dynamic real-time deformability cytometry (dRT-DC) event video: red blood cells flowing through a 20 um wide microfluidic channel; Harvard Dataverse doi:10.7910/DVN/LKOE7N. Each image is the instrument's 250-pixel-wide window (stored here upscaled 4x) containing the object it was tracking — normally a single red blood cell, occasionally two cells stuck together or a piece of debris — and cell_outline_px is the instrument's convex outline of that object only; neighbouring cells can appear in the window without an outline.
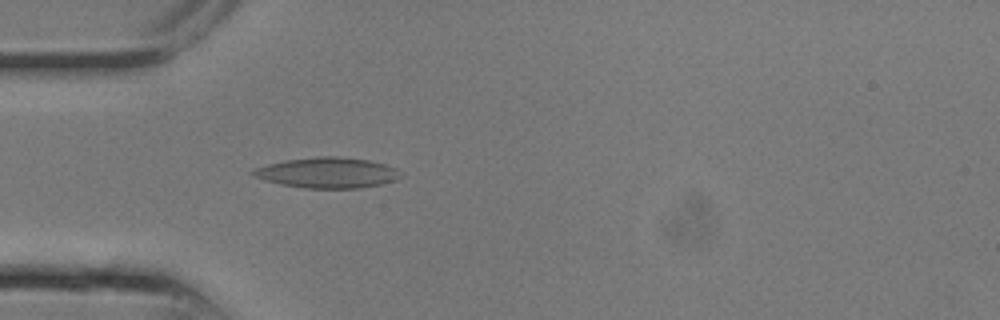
{"species": "common noctule bat (a hibernating species)", "species_latin": "Nyctalus noctula", "temperature_condition": "room temperature", "stored_images_in_passage": 3, "camera_frame_rate_fps": 3000, "um_per_image_px": 0.085, "animal": {"sex": "male", "body_mass_g": 13.3}, "frame": {"image": 1, "passage_image": 3, "time_ms": 0.667, "image_size_px": [1000, 320], "cell_outline_px": [[400, 176], [396, 180], [380, 184], [360, 188], [304, 188], [280, 184], [264, 180], [252, 176], [248, 172], [256, 168], [268, 164], [284, 160], [316, 156], [336, 156], [368, 160], [384, 164], [396, 168]], "centroid_in_image_um": [27.77, 14.68], "position_along_channel_um": 57.2, "area_um2": 26.24}}